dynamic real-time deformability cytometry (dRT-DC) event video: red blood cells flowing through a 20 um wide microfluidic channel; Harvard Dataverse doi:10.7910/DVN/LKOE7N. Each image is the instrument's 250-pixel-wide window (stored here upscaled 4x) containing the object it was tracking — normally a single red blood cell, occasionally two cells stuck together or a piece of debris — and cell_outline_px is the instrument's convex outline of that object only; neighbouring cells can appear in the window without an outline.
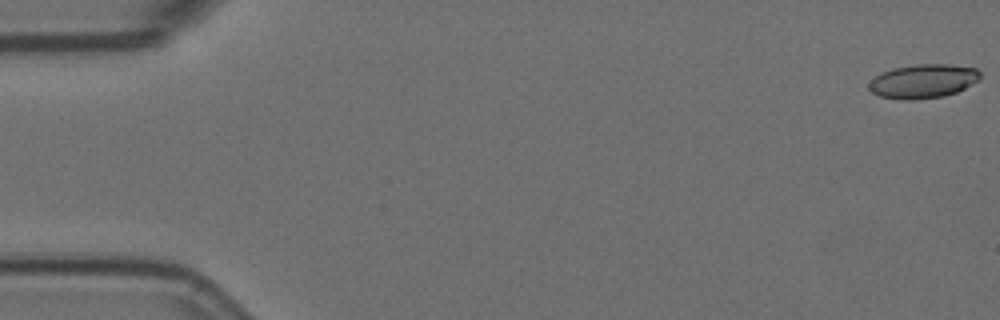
{"species": "Egyptian fruit bat (a non-hibernating species)", "species_latin": "Rousettus aegyptiacus", "temperature_condition": "room temperature", "stored_images_in_passage": 57, "camera_frame_rate_fps": 3000, "um_per_image_px": 0.085, "animal": {"sex": "female"}, "frame": {"image": 1, "passage_image": 1, "time_ms": 0.0, "image_size_px": [1000, 320], "cell_outline_px": [[980, 80], [956, 92], [944, 96], [916, 100], [900, 100], [880, 96], [872, 92], [868, 88], [868, 84], [880, 72], [892, 68], [916, 64], [948, 64], [976, 68], [980, 72]], "centroid_in_image_um": [78.45, 6.9], "position_along_channel_um": 6.5, "area_um2": 22.2}}
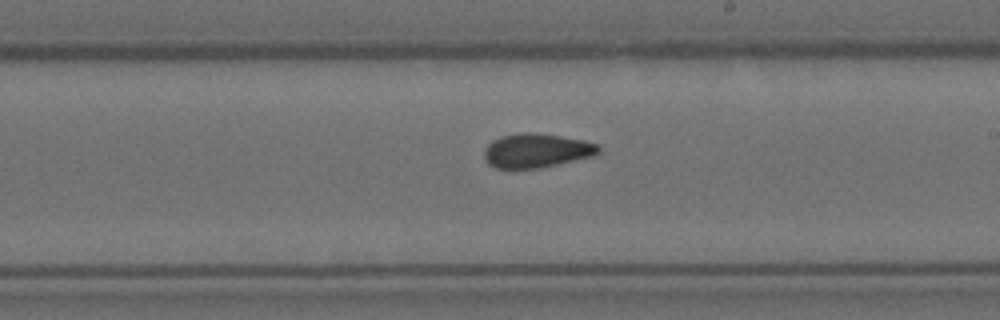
{"frame": {"image": 2, "passage_image": 33, "time_ms": 10.667, "image_size_px": [1000, 320], "cell_outline_px": [[600, 152], [592, 156], [540, 168], [496, 168], [488, 164], [484, 160], [484, 148], [492, 140], [500, 136], [524, 132], [532, 132], [560, 136], [584, 140], [600, 144]], "centroid_in_image_um": [45.58, 12.79], "position_along_channel_um": 243.4, "area_um2": 22.83}}
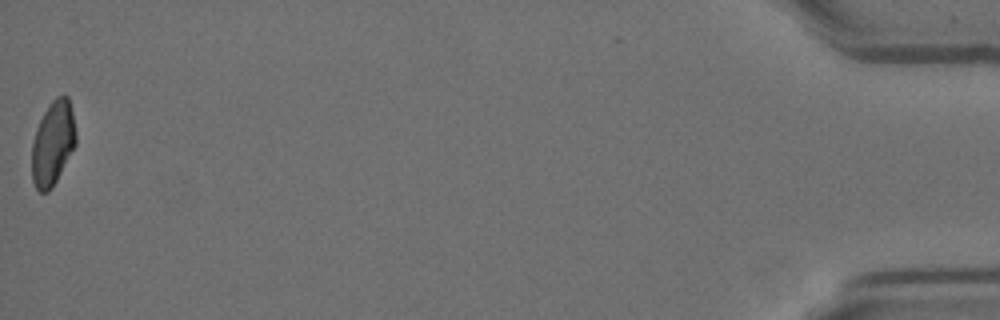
{"frame": {"image": 3, "passage_image": 57, "time_ms": 18.667, "image_size_px": [1000, 320], "cell_outline_px": [[76, 144], [52, 188], [48, 192], [40, 192], [36, 188], [32, 180], [32, 140], [36, 128], [48, 104], [56, 96], [64, 92], [68, 96], [72, 112], [76, 132]], "centroid_in_image_um": [4.49, 12.14], "position_along_channel_um": 430.7, "area_um2": 21.79}, "authors_computed_cell_mechanics": {"area_um2": 22.4264, "velocity_mm_per_s": 3.6006, "shape_relaxation_time_tau1_ms": null, "shape_relaxation_time_tau2_ms": 2.6883, "deformation_change_tau1": null, "deformation_change_tau2": 0.0877}}